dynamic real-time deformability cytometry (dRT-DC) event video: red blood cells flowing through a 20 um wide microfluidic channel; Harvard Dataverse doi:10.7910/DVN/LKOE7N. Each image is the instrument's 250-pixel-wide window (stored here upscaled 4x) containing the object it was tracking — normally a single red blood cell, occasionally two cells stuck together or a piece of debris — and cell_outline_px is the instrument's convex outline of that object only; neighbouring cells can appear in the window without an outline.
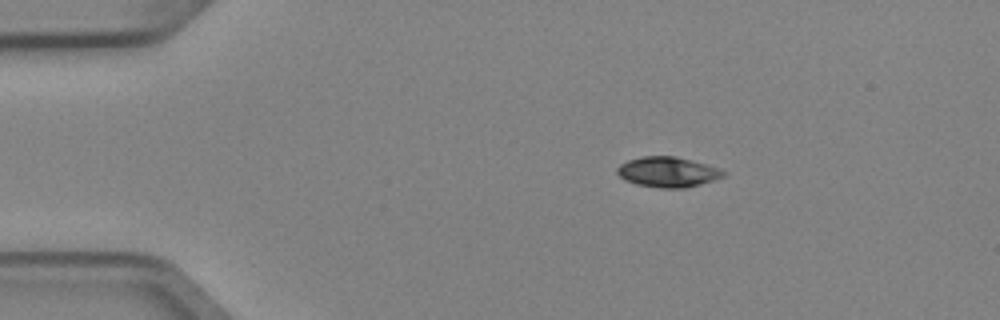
{"species": "Egyptian fruit bat (a non-hibernating species)", "species_latin": "Rousettus aegyptiacus", "temperature_condition": "cold", "stored_images_in_passage": 6, "camera_frame_rate_fps": 3000, "um_per_image_px": 0.085, "animal": {"sex": "female"}, "frame": {"image": 1, "passage_image": 1, "time_ms": 0.0, "image_size_px": [1000, 320], "cell_outline_px": [[728, 172], [724, 176], [700, 184], [684, 188], [660, 188], [636, 184], [624, 180], [616, 172], [616, 168], [620, 164], [628, 160], [640, 156], [676, 156], [720, 168]], "centroid_in_image_um": [56.74, 14.61], "position_along_channel_um": 28.3, "area_um2": 18.79}}
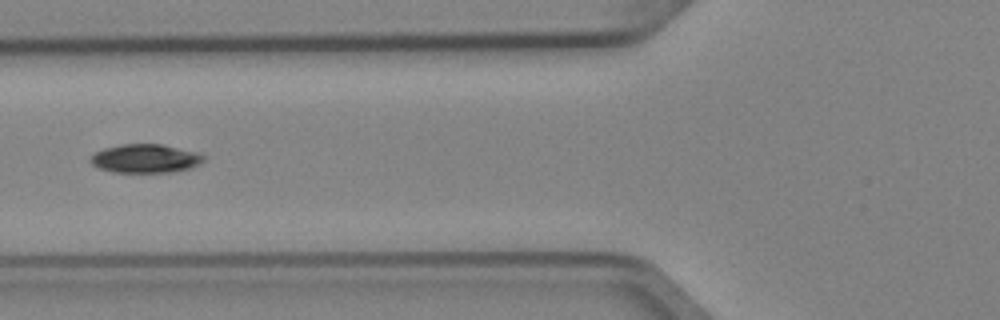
{"frame": {"image": 2, "passage_image": 4, "time_ms": 1.0, "image_size_px": [1000, 320], "cell_outline_px": [[204, 160], [200, 164], [192, 168], [172, 172], [112, 172], [96, 168], [88, 160], [96, 152], [104, 148], [120, 144], [160, 144], [200, 152], [204, 156]], "centroid_in_image_um": [12.36, 13.48], "position_along_channel_um": 113.4, "area_um2": 19.13}}
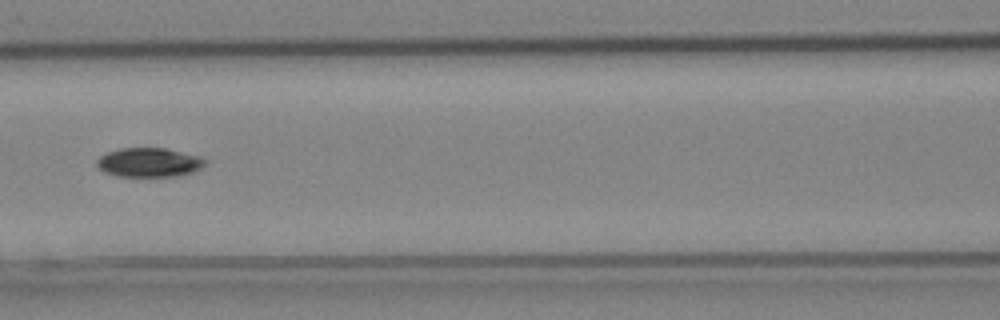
{"frame": {"image": 3, "passage_image": 5, "time_ms": 1.333, "image_size_px": [1000, 320], "cell_outline_px": [[208, 164], [196, 172], [180, 176], [116, 176], [104, 172], [96, 164], [96, 160], [100, 156], [108, 152], [120, 148], [164, 148], [200, 156], [208, 160]], "centroid_in_image_um": [12.74, 13.81], "position_along_channel_um": 153.9, "area_um2": 18.67}}